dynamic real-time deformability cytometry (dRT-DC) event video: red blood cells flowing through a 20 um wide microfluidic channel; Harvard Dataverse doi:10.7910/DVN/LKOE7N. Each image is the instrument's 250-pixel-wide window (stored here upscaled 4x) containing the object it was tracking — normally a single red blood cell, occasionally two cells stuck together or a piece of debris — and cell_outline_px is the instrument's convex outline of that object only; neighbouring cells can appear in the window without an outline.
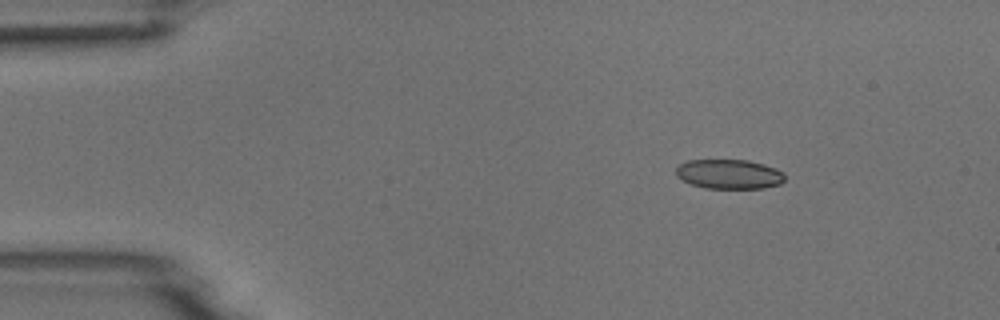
{"species": "common noctule bat (a hibernating species)", "species_latin": "Nyctalus noctula", "temperature_condition": "room temperature", "stored_images_in_passage": 5, "camera_frame_rate_fps": 3000, "um_per_image_px": 0.085, "animal": {"sex": "male", "body_mass_g": 18.8}, "frame": {"image": 1, "passage_image": 3, "time_ms": 2.333, "image_size_px": [1000, 320], "cell_outline_px": [[784, 180], [780, 184], [764, 188], [704, 188], [692, 184], [676, 176], [676, 168], [680, 164], [688, 160], [748, 160], [764, 164], [776, 168], [784, 172]], "centroid_in_image_um": [62.0, 14.8], "position_along_channel_um": 23.0, "area_um2": 18.73}}